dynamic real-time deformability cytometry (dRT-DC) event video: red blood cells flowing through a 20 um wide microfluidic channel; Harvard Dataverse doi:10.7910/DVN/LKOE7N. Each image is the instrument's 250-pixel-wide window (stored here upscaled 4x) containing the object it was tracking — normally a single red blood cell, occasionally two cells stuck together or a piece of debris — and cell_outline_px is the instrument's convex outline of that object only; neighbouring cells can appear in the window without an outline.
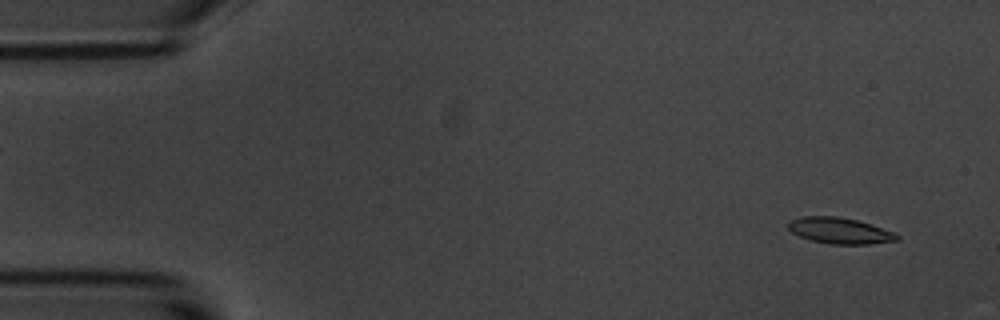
{"species": "common noctule bat (a hibernating species)", "species_latin": "Nyctalus noctula", "temperature_condition": "room temperature", "stored_images_in_passage": 55, "camera_frame_rate_fps": 3000, "um_per_image_px": 0.085, "animal": {"sex": "male", "body_mass_g": 20.1, "forearm_length_mm": 53.5}, "frame": {"image": 1, "passage_image": 3, "time_ms": 0.667, "image_size_px": [1000, 320], "cell_outline_px": [[900, 240], [868, 244], [832, 244], [812, 240], [800, 236], [792, 232], [788, 228], [788, 224], [792, 220], [800, 216], [836, 216], [856, 220], [896, 232], [900, 236]], "centroid_in_image_um": [71.42, 19.61], "position_along_channel_um": 13.6, "area_um2": 16.42}}
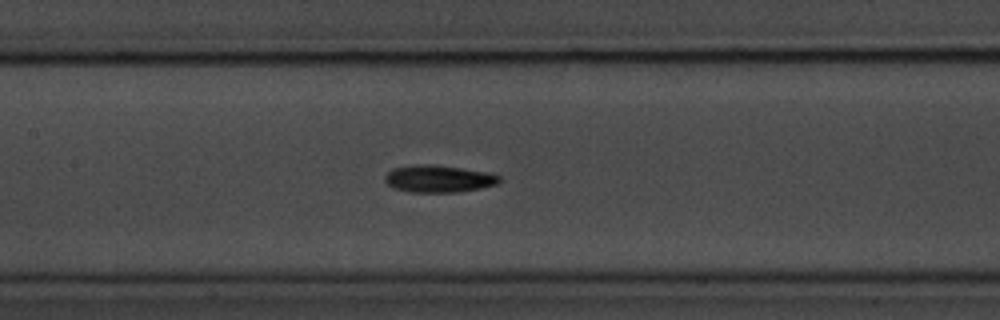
{"frame": {"image": 2, "passage_image": 25, "time_ms": 8.0, "image_size_px": [1000, 320], "cell_outline_px": [[500, 180], [496, 184], [480, 188], [456, 192], [408, 192], [392, 188], [384, 180], [384, 176], [392, 168], [416, 164], [432, 164], [488, 172], [500, 176]], "centroid_in_image_um": [37.23, 15.19], "position_along_channel_um": 170.2, "area_um2": 18.15}}
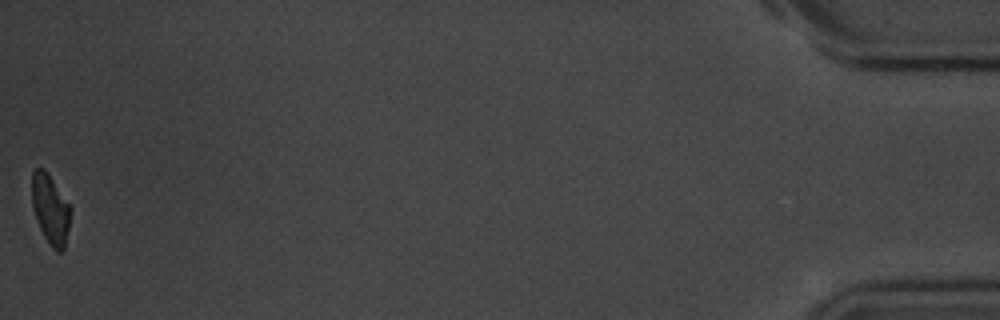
{"frame": {"image": 3, "passage_image": 55, "time_ms": 18.0, "image_size_px": [1000, 320], "cell_outline_px": [[72, 208], [64, 252], [56, 252], [52, 248], [44, 236], [40, 228], [32, 208], [32, 172], [36, 168], [44, 168], [48, 172]], "centroid_in_image_um": [4.3, 17.79], "position_along_channel_um": 430.9, "area_um2": 15.9}, "authors_computed_cell_mechanics": {"area_um2": 16.8776, "velocity_mm_per_s": 3.5987, "shape_relaxation_time_tau1_ms": 3.9765, "shape_relaxation_time_tau2_ms": 7.4124, "deformation_change_tau1": 0.1245, "deformation_change_tau2": 0.1534}}